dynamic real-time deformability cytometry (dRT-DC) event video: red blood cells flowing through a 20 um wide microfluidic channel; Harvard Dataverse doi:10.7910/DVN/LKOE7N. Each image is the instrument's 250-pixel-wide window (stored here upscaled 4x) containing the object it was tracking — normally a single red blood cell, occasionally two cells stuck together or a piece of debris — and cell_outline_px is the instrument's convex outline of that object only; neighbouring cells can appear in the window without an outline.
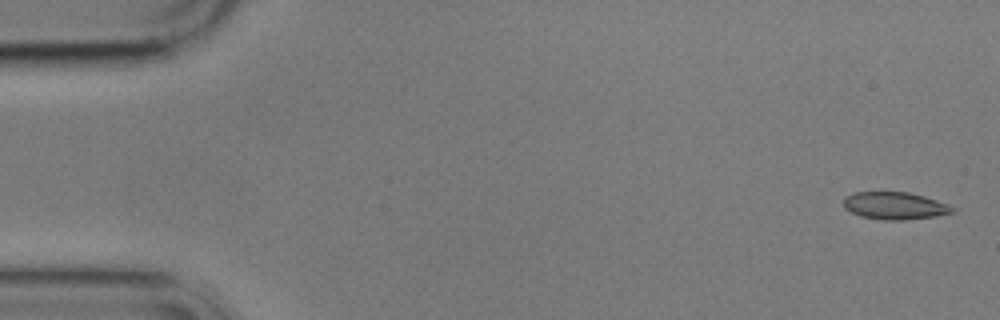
{"species": "common noctule bat (a hibernating species)", "species_latin": "Nyctalus noctula", "temperature_condition": "cold", "stored_images_in_passage": 4, "camera_frame_rate_fps": 3000, "um_per_image_px": 0.085, "animal": {"sex": "male", "body_mass_g": 17.9}, "frame": {"image": 1, "passage_image": 1, "time_ms": 0.0, "image_size_px": [1000, 320], "cell_outline_px": [[956, 212], [936, 216], [904, 220], [884, 220], [860, 216], [844, 208], [844, 196], [856, 192], [908, 192], [924, 196], [948, 204], [956, 208]], "centroid_in_image_um": [76.08, 17.49], "position_along_channel_um": 8.9, "area_um2": 17.46}}
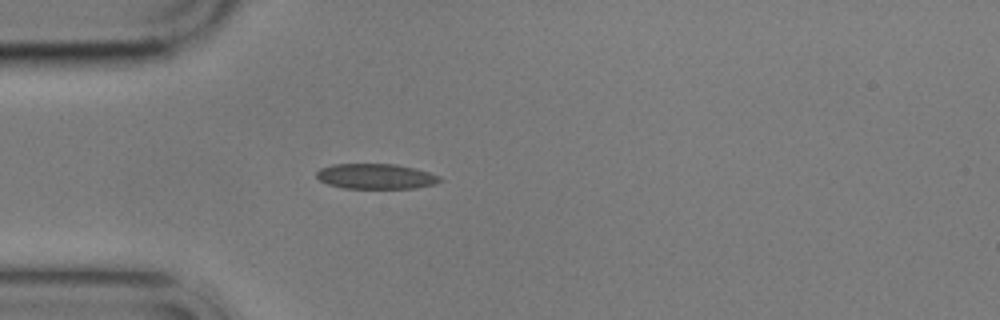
{"frame": {"image": 2, "passage_image": 4, "time_ms": 4.667, "image_size_px": [1000, 320], "cell_outline_px": [[444, 180], [436, 184], [416, 188], [344, 188], [328, 184], [320, 180], [316, 176], [316, 172], [320, 168], [332, 164], [396, 164], [428, 172], [440, 176]], "centroid_in_image_um": [31.96, 14.99], "position_along_channel_um": 53.0, "area_um2": 18.15}}